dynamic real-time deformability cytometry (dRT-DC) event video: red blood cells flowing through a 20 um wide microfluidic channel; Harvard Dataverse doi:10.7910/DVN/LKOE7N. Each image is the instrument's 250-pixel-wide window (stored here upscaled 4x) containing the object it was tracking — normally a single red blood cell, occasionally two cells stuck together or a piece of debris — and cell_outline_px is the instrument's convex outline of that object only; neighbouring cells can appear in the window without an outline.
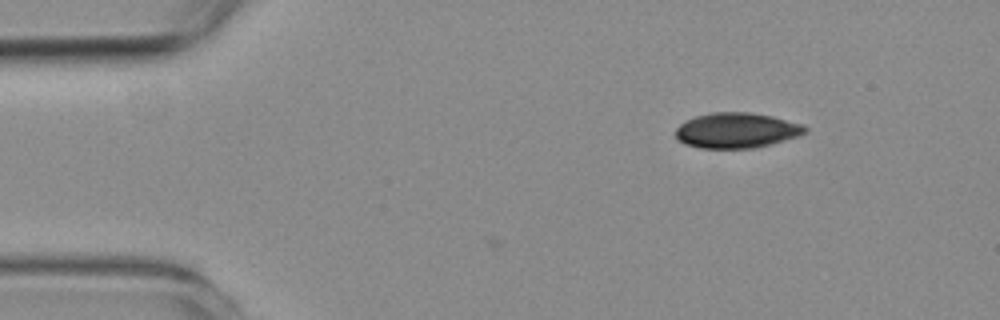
{"species": "common noctule bat (a hibernating species)", "species_latin": "Nyctalus noctula", "temperature_condition": "room temperature", "stored_images_in_passage": 4, "camera_frame_rate_fps": 3000, "um_per_image_px": 0.085, "animal": {"sex": "female", "body_mass_g": 19.3, "forearm_length_mm": 54.1}, "frame": {"image": 1, "passage_image": 4, "time_ms": 1.0, "image_size_px": [1000, 320], "cell_outline_px": [[808, 132], [800, 136], [772, 144], [752, 148], [700, 148], [684, 144], [676, 140], [676, 128], [684, 120], [708, 112], [752, 112], [772, 116], [804, 124], [808, 128]], "centroid_in_image_um": [62.62, 11.08], "position_along_channel_um": 22.4, "area_um2": 27.11}}